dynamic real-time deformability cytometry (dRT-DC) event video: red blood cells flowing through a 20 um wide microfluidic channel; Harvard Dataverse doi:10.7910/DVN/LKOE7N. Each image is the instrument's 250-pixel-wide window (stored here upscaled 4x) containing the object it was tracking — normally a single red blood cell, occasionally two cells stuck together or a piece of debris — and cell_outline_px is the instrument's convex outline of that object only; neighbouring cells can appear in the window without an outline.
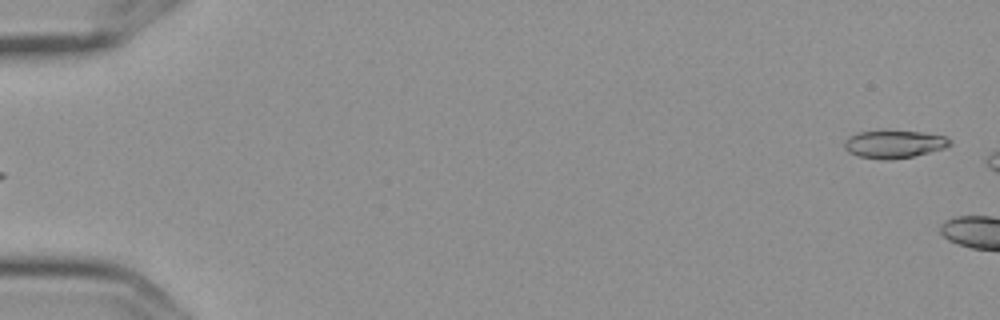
{"species": "Egyptian fruit bat (a non-hibernating species)", "species_latin": "Rousettus aegyptiacus", "temperature_condition": "cold", "stored_images_in_passage": 7, "segment_of_instrument_passage": [2, 2], "camera_frame_rate_fps": 3000, "um_per_image_px": 0.085, "frame": {"image": 1, "passage_image": 7, "time_ms": 2.0, "image_size_px": [1000, 320], "cell_outline_px": [[952, 144], [948, 148], [912, 156], [892, 160], [880, 160], [860, 156], [848, 152], [844, 148], [844, 140], [848, 136], [860, 132], [920, 132], [944, 136], [952, 140]], "centroid_in_image_um": [76.02, 12.28], "position_along_channel_um": 9.0, "area_um2": 16.94}}